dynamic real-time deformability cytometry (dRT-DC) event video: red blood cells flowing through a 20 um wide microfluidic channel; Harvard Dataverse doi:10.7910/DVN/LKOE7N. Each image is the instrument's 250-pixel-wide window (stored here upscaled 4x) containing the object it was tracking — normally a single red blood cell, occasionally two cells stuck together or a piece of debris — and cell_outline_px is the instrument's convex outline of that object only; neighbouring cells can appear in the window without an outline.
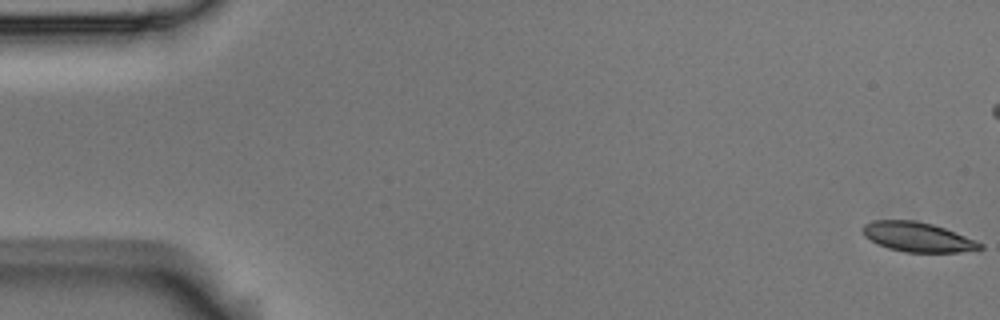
{"species": "Egyptian fruit bat (a non-hibernating species)", "species_latin": "Rousettus aegyptiacus", "temperature_condition": "room temperature", "stored_images_in_passage": 56, "camera_frame_rate_fps": 3000, "um_per_image_px": 0.085, "animal": {"sex": "male"}, "frame": {"image": 1, "passage_image": 1, "time_ms": 0.0, "image_size_px": [1000, 320], "cell_outline_px": [[984, 248], [960, 252], [904, 252], [888, 248], [876, 244], [864, 236], [860, 232], [860, 228], [864, 224], [872, 220], [916, 220], [932, 224], [944, 228], [976, 240], [984, 244]], "centroid_in_image_um": [77.95, 20.14], "position_along_channel_um": 7.1, "area_um2": 20.46}}
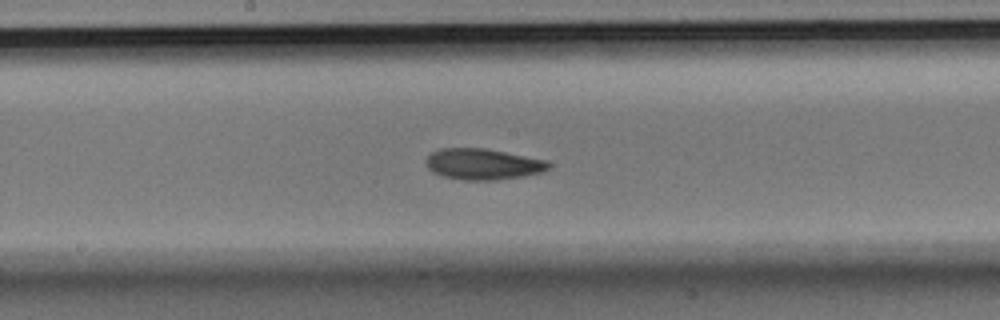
{"frame": {"image": 2, "passage_image": 29, "time_ms": 9.333, "image_size_px": [1000, 320], "cell_outline_px": [[552, 164], [548, 168], [540, 172], [524, 176], [496, 180], [464, 180], [444, 176], [432, 172], [428, 168], [424, 160], [432, 152], [440, 148], [484, 148], [548, 160]], "centroid_in_image_um": [41.04, 13.95], "position_along_channel_um": 207.2, "area_um2": 22.2}}
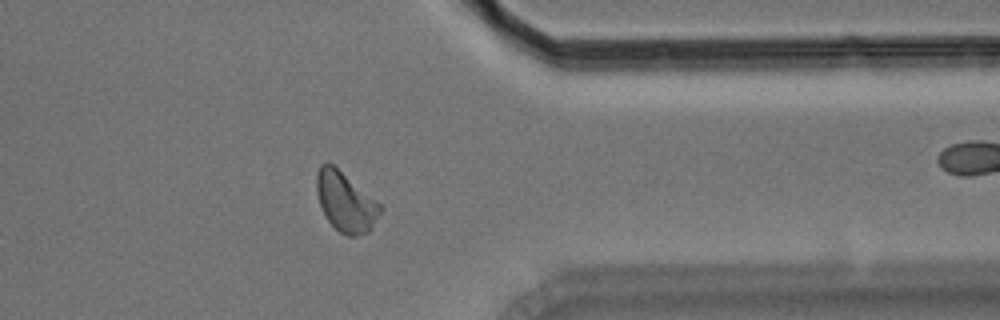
{"frame": {"image": 3, "passage_image": 44, "time_ms": 14.333, "image_size_px": [1000, 320], "cell_outline_px": [[384, 208], [372, 228], [368, 232], [356, 236], [348, 236], [340, 232], [328, 220], [320, 204], [316, 192], [316, 172], [320, 164], [328, 160], [376, 200]], "centroid_in_image_um": [29.37, 17.13], "position_along_channel_um": 382.0, "area_um2": 22.14}, "authors_computed_cell_mechanics": {"area_um2": 21.4149, "velocity_mm_per_s": 3.6953, "shape_relaxation_time_tau1_ms": 4.6577, "shape_relaxation_time_tau2_ms": 6.8193, "deformation_change_tau1": 0.1263, "deformation_change_tau2": 0.1281}}